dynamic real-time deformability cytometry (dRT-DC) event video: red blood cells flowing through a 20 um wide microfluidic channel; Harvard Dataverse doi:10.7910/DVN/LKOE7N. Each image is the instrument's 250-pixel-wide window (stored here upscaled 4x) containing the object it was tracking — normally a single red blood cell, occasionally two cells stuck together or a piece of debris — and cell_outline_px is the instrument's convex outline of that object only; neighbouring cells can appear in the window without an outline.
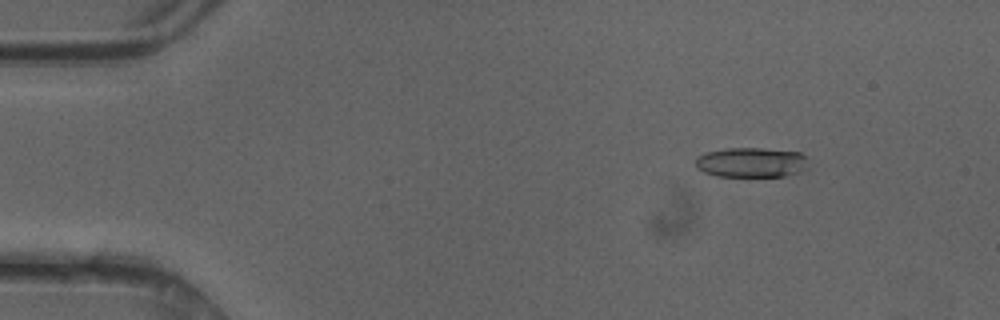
{"species": "common noctule bat (a hibernating species)", "species_latin": "Nyctalus noctula", "temperature_condition": "cold", "stored_images_in_passage": 50, "camera_frame_rate_fps": 3000, "um_per_image_px": 0.085, "animal": {"sex": "female"}, "frame": {"image": 1, "passage_image": 7, "time_ms": 2.0, "image_size_px": [1000, 320], "cell_outline_px": [[808, 168], [800, 172], [784, 176], [716, 176], [704, 172], [696, 168], [696, 156], [708, 152], [728, 148], [760, 148], [800, 152], [808, 156]], "centroid_in_image_um": [63.91, 13.8], "position_along_channel_um": 21.1, "area_um2": 19.83}}
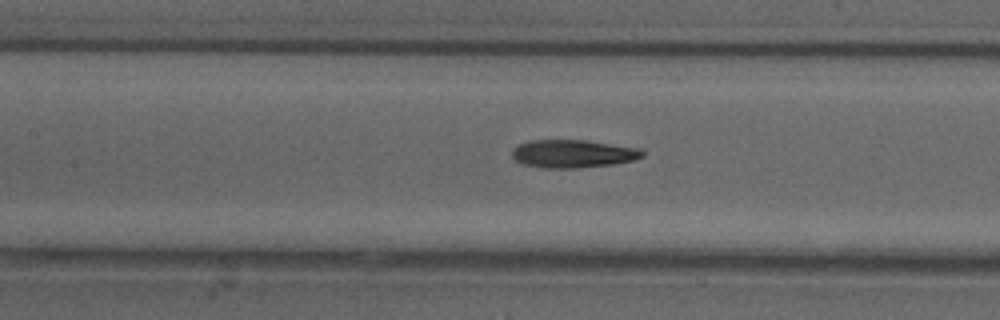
{"frame": {"image": 2, "passage_image": 23, "time_ms": 7.333, "image_size_px": [1000, 320], "cell_outline_px": [[644, 156], [632, 160], [612, 164], [576, 168], [544, 168], [524, 164], [516, 160], [512, 156], [512, 148], [520, 144], [532, 140], [588, 140], [640, 148], [644, 152]], "centroid_in_image_um": [48.71, 13.06], "position_along_channel_um": 158.7, "area_um2": 21.21}}
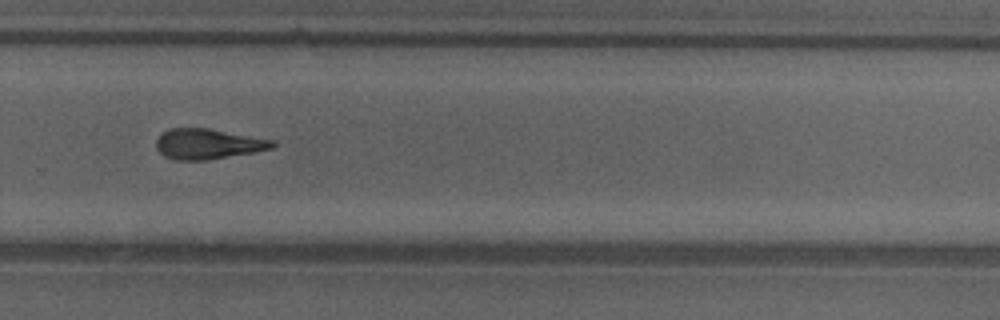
{"frame": {"image": 3, "passage_image": 34, "time_ms": 11.0, "image_size_px": [1000, 320], "cell_outline_px": [[276, 144], [272, 148], [256, 152], [208, 160], [176, 160], [164, 156], [156, 148], [156, 140], [164, 132], [172, 128], [208, 128], [276, 140]], "centroid_in_image_um": [17.72, 12.24], "position_along_channel_um": 312.1, "area_um2": 20.63}, "authors_computed_cell_mechanics": {"area_um2": 20.6635, "velocity_mm_per_s": 4.2205, "shape_relaxation_time_tau1_ms": 5.7642, "shape_relaxation_time_tau2_ms": 3.8678, "deformation_change_tau1": 0.1837, "deformation_change_tau2": 0.156}}